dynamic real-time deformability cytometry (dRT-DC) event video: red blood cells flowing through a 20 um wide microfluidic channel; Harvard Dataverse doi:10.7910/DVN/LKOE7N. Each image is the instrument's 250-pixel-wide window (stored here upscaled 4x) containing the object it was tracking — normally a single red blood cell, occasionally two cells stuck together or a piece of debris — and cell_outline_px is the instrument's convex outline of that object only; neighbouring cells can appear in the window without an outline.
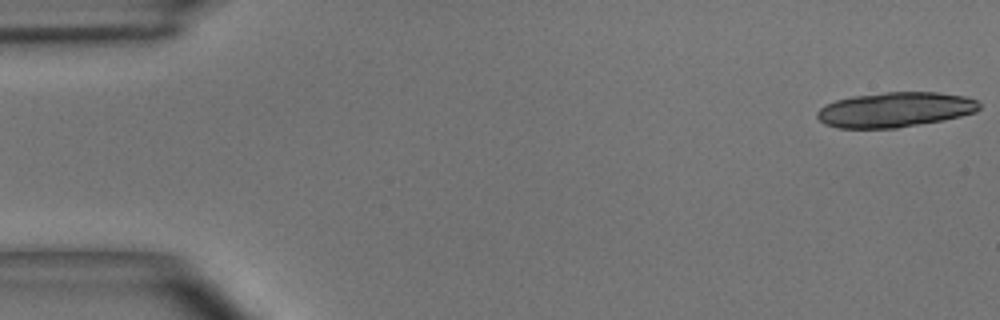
{"species": "common noctule bat (a hibernating species)", "species_latin": "Nyctalus noctula", "temperature_condition": "room temperature", "stored_images_in_passage": 7, "camera_frame_rate_fps": 3000, "um_per_image_px": 0.085, "animal": {"sex": "male", "body_mass_g": 15.6}, "frame": {"image": 1, "passage_image": 1, "time_ms": 0.0, "image_size_px": [1000, 320], "cell_outline_px": [[980, 108], [976, 112], [944, 120], [896, 128], [836, 128], [824, 124], [816, 116], [816, 112], [824, 104], [836, 100], [852, 96], [888, 92], [936, 92], [964, 96], [976, 100], [980, 104]], "centroid_in_image_um": [76.05, 9.32], "position_along_channel_um": 8.9, "area_um2": 33.12}}